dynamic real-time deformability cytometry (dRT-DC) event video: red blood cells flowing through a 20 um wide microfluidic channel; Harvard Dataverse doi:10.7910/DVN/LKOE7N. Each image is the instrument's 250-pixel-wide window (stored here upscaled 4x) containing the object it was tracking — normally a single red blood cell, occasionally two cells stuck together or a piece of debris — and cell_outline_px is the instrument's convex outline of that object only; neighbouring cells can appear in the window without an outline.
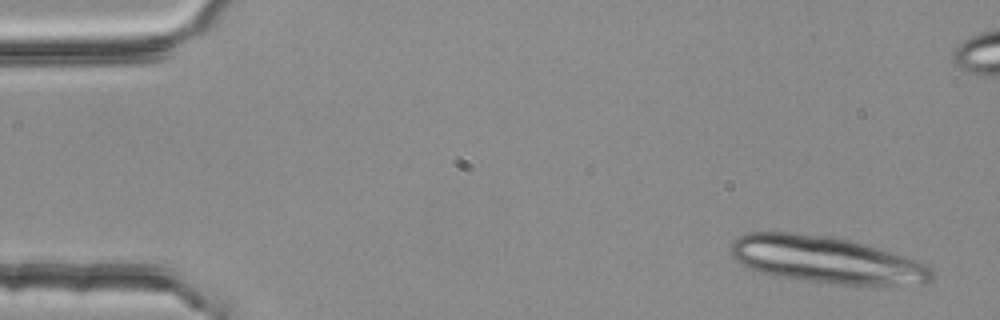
{"species": "common noctule bat (a hibernating species)", "species_latin": "Nyctalus noctula", "temperature_condition": "room temperature", "stored_images_in_passage": 4, "camera_frame_rate_fps": 3000, "um_per_image_px": 0.085, "animal": {"sex": "female", "body_mass_g": 25.1}, "frame": {"image": 1, "passage_image": 1, "time_ms": 0.0, "image_size_px": [1000, 320], "cell_outline_px": [[936, 276], [932, 280], [924, 284], [840, 284], [776, 276], [760, 272], [748, 268], [736, 260], [732, 256], [732, 244], [740, 236], [748, 232], [792, 232], [828, 236], [848, 240], [904, 256], [916, 260], [932, 268]], "centroid_in_image_um": [70.24, 22.08], "position_along_channel_um": 14.8, "area_um2": 54.1}}